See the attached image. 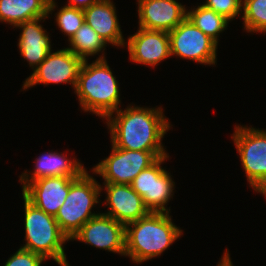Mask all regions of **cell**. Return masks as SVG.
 Segmentation results:
<instances>
[{"label":"cell","instance_id":"cell-1","mask_svg":"<svg viewBox=\"0 0 266 266\" xmlns=\"http://www.w3.org/2000/svg\"><path fill=\"white\" fill-rule=\"evenodd\" d=\"M106 117L111 145L121 149L166 152L162 138L171 128L162 108L127 106Z\"/></svg>","mask_w":266,"mask_h":266},{"label":"cell","instance_id":"cell-2","mask_svg":"<svg viewBox=\"0 0 266 266\" xmlns=\"http://www.w3.org/2000/svg\"><path fill=\"white\" fill-rule=\"evenodd\" d=\"M182 234L169 213L149 212L125 226V256L138 264L159 257Z\"/></svg>","mask_w":266,"mask_h":266},{"label":"cell","instance_id":"cell-3","mask_svg":"<svg viewBox=\"0 0 266 266\" xmlns=\"http://www.w3.org/2000/svg\"><path fill=\"white\" fill-rule=\"evenodd\" d=\"M118 85L106 58L96 59L91 64L84 60L74 92L81 109L106 119L119 109L121 101Z\"/></svg>","mask_w":266,"mask_h":266},{"label":"cell","instance_id":"cell-4","mask_svg":"<svg viewBox=\"0 0 266 266\" xmlns=\"http://www.w3.org/2000/svg\"><path fill=\"white\" fill-rule=\"evenodd\" d=\"M25 244L20 248L52 258L60 266H69L63 244L69 238L61 231L55 216L46 214L30 203L24 196Z\"/></svg>","mask_w":266,"mask_h":266},{"label":"cell","instance_id":"cell-5","mask_svg":"<svg viewBox=\"0 0 266 266\" xmlns=\"http://www.w3.org/2000/svg\"><path fill=\"white\" fill-rule=\"evenodd\" d=\"M101 184L85 170L78 178H73L70 183L68 196L55 216L61 231L71 238L91 218L100 213L91 210L99 202Z\"/></svg>","mask_w":266,"mask_h":266},{"label":"cell","instance_id":"cell-6","mask_svg":"<svg viewBox=\"0 0 266 266\" xmlns=\"http://www.w3.org/2000/svg\"><path fill=\"white\" fill-rule=\"evenodd\" d=\"M167 155L166 152L128 150L112 145L110 155L92 171L104 178V183L131 184L142 170Z\"/></svg>","mask_w":266,"mask_h":266},{"label":"cell","instance_id":"cell-7","mask_svg":"<svg viewBox=\"0 0 266 266\" xmlns=\"http://www.w3.org/2000/svg\"><path fill=\"white\" fill-rule=\"evenodd\" d=\"M169 155L159 158L154 164L142 170L130 184L142 197L144 206L149 212L169 213L167 203L173 197L175 182L161 164Z\"/></svg>","mask_w":266,"mask_h":266},{"label":"cell","instance_id":"cell-8","mask_svg":"<svg viewBox=\"0 0 266 266\" xmlns=\"http://www.w3.org/2000/svg\"><path fill=\"white\" fill-rule=\"evenodd\" d=\"M169 40L171 56H179L203 65H215L218 44L187 17L169 32Z\"/></svg>","mask_w":266,"mask_h":266},{"label":"cell","instance_id":"cell-9","mask_svg":"<svg viewBox=\"0 0 266 266\" xmlns=\"http://www.w3.org/2000/svg\"><path fill=\"white\" fill-rule=\"evenodd\" d=\"M232 138L253 188L266 176V131L238 125Z\"/></svg>","mask_w":266,"mask_h":266},{"label":"cell","instance_id":"cell-10","mask_svg":"<svg viewBox=\"0 0 266 266\" xmlns=\"http://www.w3.org/2000/svg\"><path fill=\"white\" fill-rule=\"evenodd\" d=\"M84 60L77 57L68 48L49 52L45 60L25 79L23 89L36 84L70 83L75 89Z\"/></svg>","mask_w":266,"mask_h":266},{"label":"cell","instance_id":"cell-11","mask_svg":"<svg viewBox=\"0 0 266 266\" xmlns=\"http://www.w3.org/2000/svg\"><path fill=\"white\" fill-rule=\"evenodd\" d=\"M71 240L125 256V226L102 213L88 220Z\"/></svg>","mask_w":266,"mask_h":266},{"label":"cell","instance_id":"cell-12","mask_svg":"<svg viewBox=\"0 0 266 266\" xmlns=\"http://www.w3.org/2000/svg\"><path fill=\"white\" fill-rule=\"evenodd\" d=\"M139 27L170 32L186 17L187 10L176 0H137Z\"/></svg>","mask_w":266,"mask_h":266},{"label":"cell","instance_id":"cell-13","mask_svg":"<svg viewBox=\"0 0 266 266\" xmlns=\"http://www.w3.org/2000/svg\"><path fill=\"white\" fill-rule=\"evenodd\" d=\"M128 38L129 59L143 65L156 66L171 57L169 32L138 28Z\"/></svg>","mask_w":266,"mask_h":266},{"label":"cell","instance_id":"cell-14","mask_svg":"<svg viewBox=\"0 0 266 266\" xmlns=\"http://www.w3.org/2000/svg\"><path fill=\"white\" fill-rule=\"evenodd\" d=\"M106 190V202L110 210L102 213L126 226L146 216L149 210L144 206L142 197L130 184L103 183Z\"/></svg>","mask_w":266,"mask_h":266},{"label":"cell","instance_id":"cell-15","mask_svg":"<svg viewBox=\"0 0 266 266\" xmlns=\"http://www.w3.org/2000/svg\"><path fill=\"white\" fill-rule=\"evenodd\" d=\"M73 178L78 177H45L32 181L22 190V196L46 214L56 216Z\"/></svg>","mask_w":266,"mask_h":266},{"label":"cell","instance_id":"cell-16","mask_svg":"<svg viewBox=\"0 0 266 266\" xmlns=\"http://www.w3.org/2000/svg\"><path fill=\"white\" fill-rule=\"evenodd\" d=\"M84 21L106 42L113 46H125L116 7L111 0H99L83 10Z\"/></svg>","mask_w":266,"mask_h":266},{"label":"cell","instance_id":"cell-17","mask_svg":"<svg viewBox=\"0 0 266 266\" xmlns=\"http://www.w3.org/2000/svg\"><path fill=\"white\" fill-rule=\"evenodd\" d=\"M49 17H39L20 23L15 28L22 30L19 38V52L21 56L29 62V66L34 70L51 52V41L47 31L39 24Z\"/></svg>","mask_w":266,"mask_h":266},{"label":"cell","instance_id":"cell-18","mask_svg":"<svg viewBox=\"0 0 266 266\" xmlns=\"http://www.w3.org/2000/svg\"><path fill=\"white\" fill-rule=\"evenodd\" d=\"M67 156L57 153H45L36 158L34 172L31 176L27 171L20 176L22 190L32 181L45 177H79L85 168L77 159L69 160Z\"/></svg>","mask_w":266,"mask_h":266},{"label":"cell","instance_id":"cell-19","mask_svg":"<svg viewBox=\"0 0 266 266\" xmlns=\"http://www.w3.org/2000/svg\"><path fill=\"white\" fill-rule=\"evenodd\" d=\"M56 7L55 0H0V22L16 27L28 20L49 17Z\"/></svg>","mask_w":266,"mask_h":266},{"label":"cell","instance_id":"cell-20","mask_svg":"<svg viewBox=\"0 0 266 266\" xmlns=\"http://www.w3.org/2000/svg\"><path fill=\"white\" fill-rule=\"evenodd\" d=\"M68 42H70L69 46H71L68 49L83 60H87L88 56H93L100 52H102V55L97 59H105L103 52L105 50L104 47L107 46L106 42L85 21Z\"/></svg>","mask_w":266,"mask_h":266},{"label":"cell","instance_id":"cell-21","mask_svg":"<svg viewBox=\"0 0 266 266\" xmlns=\"http://www.w3.org/2000/svg\"><path fill=\"white\" fill-rule=\"evenodd\" d=\"M187 18L198 27L205 35L218 44L219 34L228 26L229 20L214 12L206 6L199 5L190 11L187 10Z\"/></svg>","mask_w":266,"mask_h":266},{"label":"cell","instance_id":"cell-22","mask_svg":"<svg viewBox=\"0 0 266 266\" xmlns=\"http://www.w3.org/2000/svg\"><path fill=\"white\" fill-rule=\"evenodd\" d=\"M243 21L246 32H266V0H243Z\"/></svg>","mask_w":266,"mask_h":266},{"label":"cell","instance_id":"cell-23","mask_svg":"<svg viewBox=\"0 0 266 266\" xmlns=\"http://www.w3.org/2000/svg\"><path fill=\"white\" fill-rule=\"evenodd\" d=\"M55 15L58 28L68 36L69 41L84 23L83 10L68 5L61 7Z\"/></svg>","mask_w":266,"mask_h":266},{"label":"cell","instance_id":"cell-24","mask_svg":"<svg viewBox=\"0 0 266 266\" xmlns=\"http://www.w3.org/2000/svg\"><path fill=\"white\" fill-rule=\"evenodd\" d=\"M242 3L243 0H206L203 5L231 21L242 13Z\"/></svg>","mask_w":266,"mask_h":266},{"label":"cell","instance_id":"cell-25","mask_svg":"<svg viewBox=\"0 0 266 266\" xmlns=\"http://www.w3.org/2000/svg\"><path fill=\"white\" fill-rule=\"evenodd\" d=\"M45 259L31 251L19 248L5 263V266H41Z\"/></svg>","mask_w":266,"mask_h":266},{"label":"cell","instance_id":"cell-26","mask_svg":"<svg viewBox=\"0 0 266 266\" xmlns=\"http://www.w3.org/2000/svg\"><path fill=\"white\" fill-rule=\"evenodd\" d=\"M97 1L99 0H69L68 4L66 5L77 9L85 10Z\"/></svg>","mask_w":266,"mask_h":266},{"label":"cell","instance_id":"cell-27","mask_svg":"<svg viewBox=\"0 0 266 266\" xmlns=\"http://www.w3.org/2000/svg\"><path fill=\"white\" fill-rule=\"evenodd\" d=\"M253 189L266 197V176Z\"/></svg>","mask_w":266,"mask_h":266},{"label":"cell","instance_id":"cell-28","mask_svg":"<svg viewBox=\"0 0 266 266\" xmlns=\"http://www.w3.org/2000/svg\"><path fill=\"white\" fill-rule=\"evenodd\" d=\"M217 266H233L228 249L225 250L222 259L220 260Z\"/></svg>","mask_w":266,"mask_h":266}]
</instances>
